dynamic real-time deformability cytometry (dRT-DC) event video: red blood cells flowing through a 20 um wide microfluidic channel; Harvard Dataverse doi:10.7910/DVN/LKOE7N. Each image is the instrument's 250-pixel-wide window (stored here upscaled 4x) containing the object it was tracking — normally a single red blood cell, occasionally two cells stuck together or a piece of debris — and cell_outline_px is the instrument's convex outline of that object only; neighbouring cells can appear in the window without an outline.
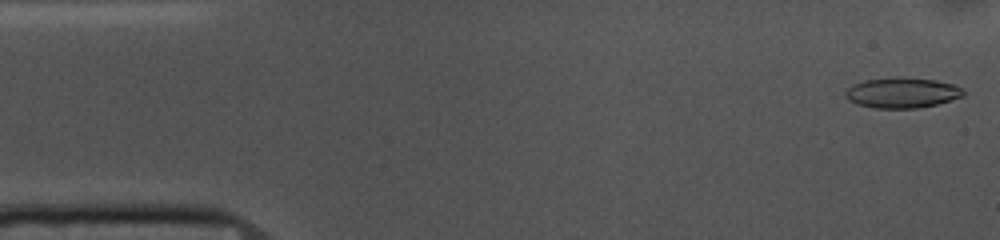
{"species": "common noctule bat (a hibernating species)", "species_latin": "Nyctalus noctula", "temperature_condition": "cold", "stored_images_in_passage": 52, "camera_frame_rate_fps": 3000, "um_per_image_px": 0.085, "animal": {"sex": "female", "body_mass_g": 10.0, "forearm_length_mm": 53.1}, "frame": {"image": 1, "passage_image": 1, "time_ms": 0.0, "image_size_px": [1000, 240], "cell_outline_px": [[964, 96], [936, 104], [920, 108], [876, 108], [856, 104], [848, 100], [844, 96], [844, 92], [852, 84], [864, 80], [892, 76], [896, 76], [936, 80], [956, 84], [964, 92]], "centroid_in_image_um": [76.64, 7.87], "position_along_channel_um": 8.4, "area_um2": 21.21}}
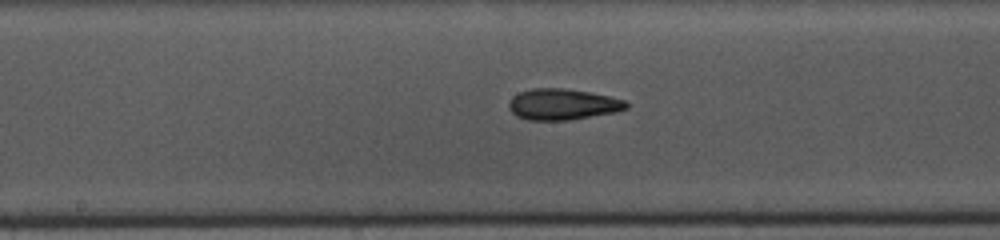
{"frame": {"image": 2, "passage_image": 25, "time_ms": 8.0, "image_size_px": [1000, 240], "cell_outline_px": [[628, 108], [616, 112], [568, 120], [528, 120], [516, 116], [508, 108], [508, 104], [512, 96], [520, 92], [532, 88], [564, 88], [592, 92], [624, 100], [628, 104]], "centroid_in_image_um": [47.8, 8.86], "position_along_channel_um": 200.4, "area_um2": 21.33}}
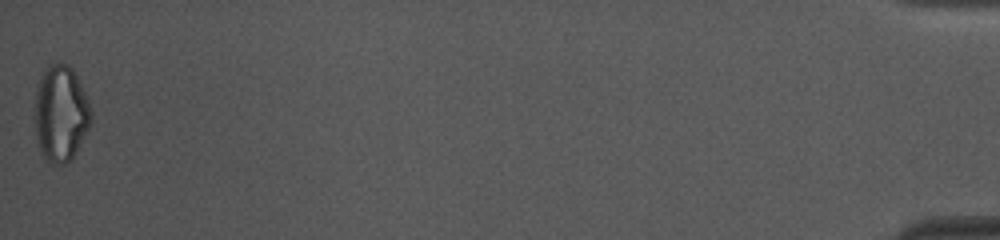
{"frame": {"image": 3, "passage_image": 52, "time_ms": 17.0, "image_size_px": [1000, 240], "cell_outline_px": [[92, 120], [72, 160], [64, 164], [52, 164], [40, 152], [36, 136], [32, 116], [36, 92], [44, 68], [48, 64], [68, 64], [72, 68], [88, 100], [92, 112]], "centroid_in_image_um": [5.13, 9.67], "position_along_channel_um": 430.1, "area_um2": 31.85}, "authors_computed_cell_mechanics": {"area_um2": 21.097, "velocity_mm_per_s": 3.7203, "shape_relaxation_time_tau1_ms": null, "shape_relaxation_time_tau2_ms": 3.0793, "deformation_change_tau1": null, "deformation_change_tau2": 0.103}}